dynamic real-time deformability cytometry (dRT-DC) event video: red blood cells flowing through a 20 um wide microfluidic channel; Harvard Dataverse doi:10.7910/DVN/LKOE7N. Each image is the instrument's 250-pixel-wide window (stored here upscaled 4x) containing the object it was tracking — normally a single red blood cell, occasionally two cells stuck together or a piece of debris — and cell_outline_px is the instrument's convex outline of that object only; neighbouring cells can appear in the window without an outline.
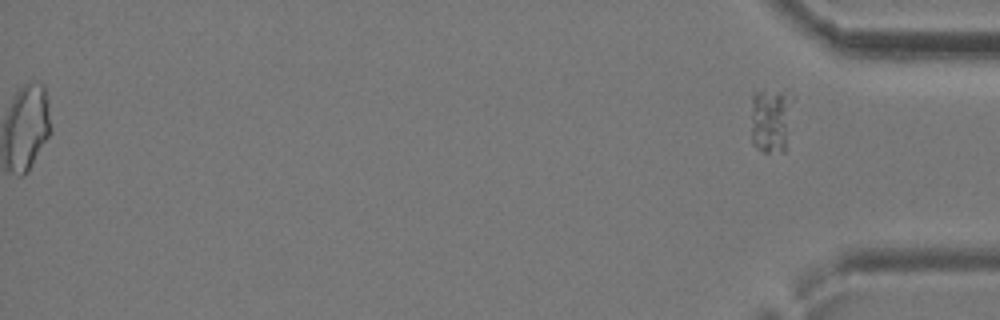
{"species": "common noctule bat (a hibernating species)", "species_latin": "Nyctalus noctula", "temperature_condition": "cold", "stored_images_in_passage": 26, "segment_of_instrument_passage": [2, 2], "camera_frame_rate_fps": 3000, "um_per_image_px": 0.085, "animal": {"sex": "female", "body_mass_g": 24.6, "forearm_length_mm": 56.2}, "frame": {"image": 1, "passage_image": 26, "time_ms": 8.333, "image_size_px": [1000, 320], "cell_outline_px": [[792, 100], [784, 152], [764, 152], [756, 148], [752, 144], [752, 96], [756, 92], [780, 92], [792, 96]], "centroid_in_image_um": [65.49, 10.26], "position_along_channel_um": 369.7, "area_um2": 15.32}}